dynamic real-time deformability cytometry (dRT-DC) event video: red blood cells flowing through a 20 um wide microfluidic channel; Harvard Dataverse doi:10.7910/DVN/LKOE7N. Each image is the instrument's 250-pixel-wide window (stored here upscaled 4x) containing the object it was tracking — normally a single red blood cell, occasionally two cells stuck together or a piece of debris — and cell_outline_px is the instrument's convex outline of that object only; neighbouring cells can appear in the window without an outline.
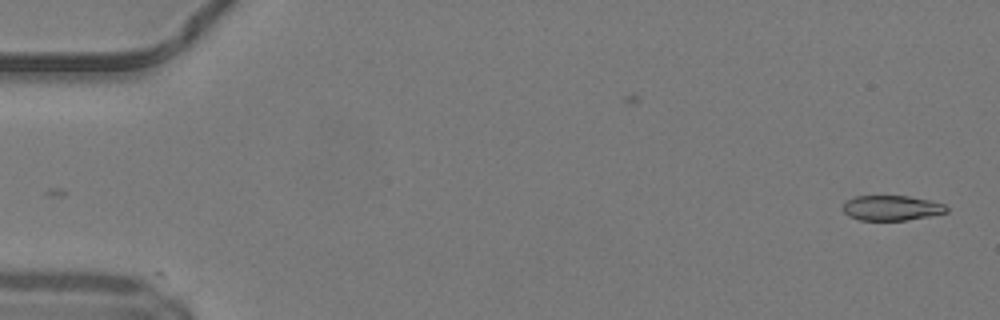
{"species": "common noctule bat (a hibernating species)", "species_latin": "Nyctalus noctula", "temperature_condition": "warm", "stored_images_in_passage": 49, "camera_frame_rate_fps": 3000, "um_per_image_px": 0.085, "animal": {"sex": "male", "body_mass_g": 19.2, "forearm_length_mm": 51.8}, "frame": {"image": 1, "passage_image": 1, "time_ms": 0.0, "image_size_px": [1000, 320], "cell_outline_px": [[948, 212], [928, 216], [904, 220], [860, 220], [848, 216], [840, 208], [844, 200], [856, 196], [908, 196], [928, 200], [944, 204], [948, 208]], "centroid_in_image_um": [75.71, 17.67], "position_along_channel_um": 9.3, "area_um2": 15.2}}
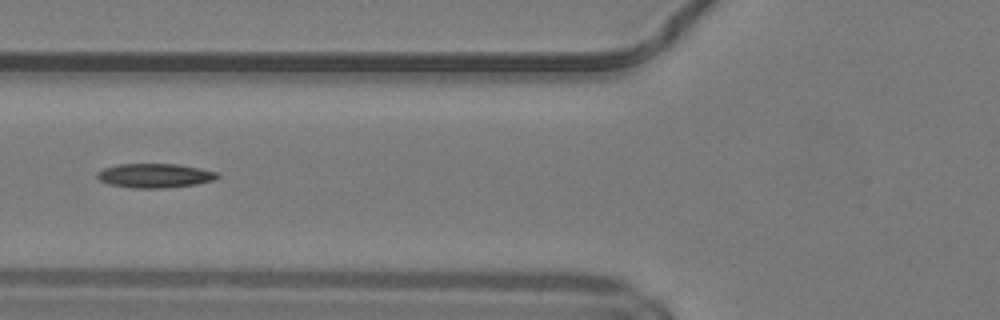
{"frame": {"image": 2, "passage_image": 19, "time_ms": 6.0, "image_size_px": [1000, 320], "cell_outline_px": [[220, 176], [212, 180], [196, 184], [164, 188], [132, 188], [108, 184], [100, 180], [96, 176], [96, 172], [104, 168], [116, 164], [180, 164], [220, 172]], "centroid_in_image_um": [13.16, 14.92], "position_along_channel_um": 112.6, "area_um2": 17.11}}
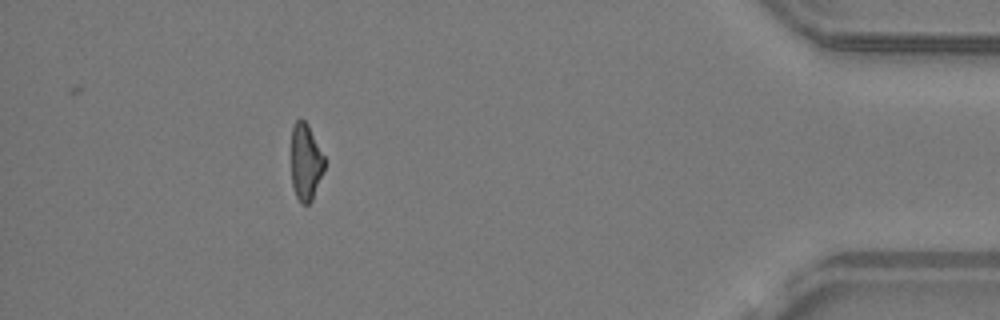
{"frame": {"image": 3, "passage_image": 44, "time_ms": 14.333, "image_size_px": [1000, 320], "cell_outline_px": [[324, 172], [312, 200], [308, 204], [300, 204], [296, 196], [292, 184], [292, 128], [296, 120], [304, 120], [308, 124], [324, 156]], "centroid_in_image_um": [25.99, 13.81], "position_along_channel_um": 409.2, "area_um2": 14.8}, "authors_computed_cell_mechanics": {"area_um2": 16.4152, "velocity_mm_per_s": 4.2155, "shape_relaxation_time_tau1_ms": 9.4129, "shape_relaxation_time_tau2_ms": null, "deformation_change_tau1": 0.2242, "deformation_change_tau2": null}}